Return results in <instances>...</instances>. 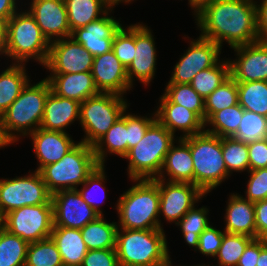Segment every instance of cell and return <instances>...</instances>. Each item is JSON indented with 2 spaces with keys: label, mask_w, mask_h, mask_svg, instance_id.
<instances>
[{
  "label": "cell",
  "mask_w": 267,
  "mask_h": 266,
  "mask_svg": "<svg viewBox=\"0 0 267 266\" xmlns=\"http://www.w3.org/2000/svg\"><path fill=\"white\" fill-rule=\"evenodd\" d=\"M115 205L122 229H160L158 179H134Z\"/></svg>",
  "instance_id": "3"
},
{
  "label": "cell",
  "mask_w": 267,
  "mask_h": 266,
  "mask_svg": "<svg viewBox=\"0 0 267 266\" xmlns=\"http://www.w3.org/2000/svg\"><path fill=\"white\" fill-rule=\"evenodd\" d=\"M29 243L3 228L0 232V266H25Z\"/></svg>",
  "instance_id": "36"
},
{
  "label": "cell",
  "mask_w": 267,
  "mask_h": 266,
  "mask_svg": "<svg viewBox=\"0 0 267 266\" xmlns=\"http://www.w3.org/2000/svg\"><path fill=\"white\" fill-rule=\"evenodd\" d=\"M260 255V238L253 239L239 258L237 266H256Z\"/></svg>",
  "instance_id": "51"
},
{
  "label": "cell",
  "mask_w": 267,
  "mask_h": 266,
  "mask_svg": "<svg viewBox=\"0 0 267 266\" xmlns=\"http://www.w3.org/2000/svg\"><path fill=\"white\" fill-rule=\"evenodd\" d=\"M51 91L60 97L74 99L82 103L87 98L99 94L91 71L80 73H50L47 75Z\"/></svg>",
  "instance_id": "24"
},
{
  "label": "cell",
  "mask_w": 267,
  "mask_h": 266,
  "mask_svg": "<svg viewBox=\"0 0 267 266\" xmlns=\"http://www.w3.org/2000/svg\"><path fill=\"white\" fill-rule=\"evenodd\" d=\"M10 146V144L5 140L1 132V125H0V149H4L5 147Z\"/></svg>",
  "instance_id": "58"
},
{
  "label": "cell",
  "mask_w": 267,
  "mask_h": 266,
  "mask_svg": "<svg viewBox=\"0 0 267 266\" xmlns=\"http://www.w3.org/2000/svg\"><path fill=\"white\" fill-rule=\"evenodd\" d=\"M256 239L267 234V199L254 203Z\"/></svg>",
  "instance_id": "50"
},
{
  "label": "cell",
  "mask_w": 267,
  "mask_h": 266,
  "mask_svg": "<svg viewBox=\"0 0 267 266\" xmlns=\"http://www.w3.org/2000/svg\"><path fill=\"white\" fill-rule=\"evenodd\" d=\"M247 173L249 179L243 197L253 203L267 199V168L249 170Z\"/></svg>",
  "instance_id": "45"
},
{
  "label": "cell",
  "mask_w": 267,
  "mask_h": 266,
  "mask_svg": "<svg viewBox=\"0 0 267 266\" xmlns=\"http://www.w3.org/2000/svg\"><path fill=\"white\" fill-rule=\"evenodd\" d=\"M157 266H186V265H180V264L179 265H173V262H172L171 257H170L166 262L159 264Z\"/></svg>",
  "instance_id": "59"
},
{
  "label": "cell",
  "mask_w": 267,
  "mask_h": 266,
  "mask_svg": "<svg viewBox=\"0 0 267 266\" xmlns=\"http://www.w3.org/2000/svg\"><path fill=\"white\" fill-rule=\"evenodd\" d=\"M151 114L148 113L147 117L127 112L128 151L143 138L148 127L156 120L155 111Z\"/></svg>",
  "instance_id": "46"
},
{
  "label": "cell",
  "mask_w": 267,
  "mask_h": 266,
  "mask_svg": "<svg viewBox=\"0 0 267 266\" xmlns=\"http://www.w3.org/2000/svg\"><path fill=\"white\" fill-rule=\"evenodd\" d=\"M3 226L28 243L50 238L54 227L53 204L15 209L3 216Z\"/></svg>",
  "instance_id": "11"
},
{
  "label": "cell",
  "mask_w": 267,
  "mask_h": 266,
  "mask_svg": "<svg viewBox=\"0 0 267 266\" xmlns=\"http://www.w3.org/2000/svg\"><path fill=\"white\" fill-rule=\"evenodd\" d=\"M249 168H267V138L248 143Z\"/></svg>",
  "instance_id": "49"
},
{
  "label": "cell",
  "mask_w": 267,
  "mask_h": 266,
  "mask_svg": "<svg viewBox=\"0 0 267 266\" xmlns=\"http://www.w3.org/2000/svg\"><path fill=\"white\" fill-rule=\"evenodd\" d=\"M262 240L267 244V234L262 238Z\"/></svg>",
  "instance_id": "62"
},
{
  "label": "cell",
  "mask_w": 267,
  "mask_h": 266,
  "mask_svg": "<svg viewBox=\"0 0 267 266\" xmlns=\"http://www.w3.org/2000/svg\"><path fill=\"white\" fill-rule=\"evenodd\" d=\"M194 18L201 31L199 36L221 48L223 42L233 49L260 40L255 0H213Z\"/></svg>",
  "instance_id": "1"
},
{
  "label": "cell",
  "mask_w": 267,
  "mask_h": 266,
  "mask_svg": "<svg viewBox=\"0 0 267 266\" xmlns=\"http://www.w3.org/2000/svg\"><path fill=\"white\" fill-rule=\"evenodd\" d=\"M106 165H98L94 171L87 177V179L82 184V187L77 189L82 199L92 207L98 214L104 215L102 207H100L101 202L103 203L104 197L107 198L105 181L107 180ZM101 191V192H100ZM99 194V195H98ZM100 195L103 200L99 197ZM98 198L101 200L98 201Z\"/></svg>",
  "instance_id": "37"
},
{
  "label": "cell",
  "mask_w": 267,
  "mask_h": 266,
  "mask_svg": "<svg viewBox=\"0 0 267 266\" xmlns=\"http://www.w3.org/2000/svg\"><path fill=\"white\" fill-rule=\"evenodd\" d=\"M29 173L0 179V215L4 216L23 206L52 204V194L40 172L30 170Z\"/></svg>",
  "instance_id": "10"
},
{
  "label": "cell",
  "mask_w": 267,
  "mask_h": 266,
  "mask_svg": "<svg viewBox=\"0 0 267 266\" xmlns=\"http://www.w3.org/2000/svg\"><path fill=\"white\" fill-rule=\"evenodd\" d=\"M158 187L160 193V229H164L161 216L167 223H175L176 225L191 208L207 196L192 183L168 182L158 179Z\"/></svg>",
  "instance_id": "13"
},
{
  "label": "cell",
  "mask_w": 267,
  "mask_h": 266,
  "mask_svg": "<svg viewBox=\"0 0 267 266\" xmlns=\"http://www.w3.org/2000/svg\"><path fill=\"white\" fill-rule=\"evenodd\" d=\"M6 29H7V22L3 19H0V56H3L5 52Z\"/></svg>",
  "instance_id": "54"
},
{
  "label": "cell",
  "mask_w": 267,
  "mask_h": 266,
  "mask_svg": "<svg viewBox=\"0 0 267 266\" xmlns=\"http://www.w3.org/2000/svg\"><path fill=\"white\" fill-rule=\"evenodd\" d=\"M222 154L228 174L248 172V144L233 137H222Z\"/></svg>",
  "instance_id": "40"
},
{
  "label": "cell",
  "mask_w": 267,
  "mask_h": 266,
  "mask_svg": "<svg viewBox=\"0 0 267 266\" xmlns=\"http://www.w3.org/2000/svg\"><path fill=\"white\" fill-rule=\"evenodd\" d=\"M112 7H116L117 5L124 3V4H131L132 1L135 0H106Z\"/></svg>",
  "instance_id": "57"
},
{
  "label": "cell",
  "mask_w": 267,
  "mask_h": 266,
  "mask_svg": "<svg viewBox=\"0 0 267 266\" xmlns=\"http://www.w3.org/2000/svg\"><path fill=\"white\" fill-rule=\"evenodd\" d=\"M135 49V24L121 27L115 34L112 50L119 61L127 68L134 59Z\"/></svg>",
  "instance_id": "44"
},
{
  "label": "cell",
  "mask_w": 267,
  "mask_h": 266,
  "mask_svg": "<svg viewBox=\"0 0 267 266\" xmlns=\"http://www.w3.org/2000/svg\"><path fill=\"white\" fill-rule=\"evenodd\" d=\"M99 164L93 147L80 142L58 162L44 166L39 172L51 194L78 189Z\"/></svg>",
  "instance_id": "8"
},
{
  "label": "cell",
  "mask_w": 267,
  "mask_h": 266,
  "mask_svg": "<svg viewBox=\"0 0 267 266\" xmlns=\"http://www.w3.org/2000/svg\"><path fill=\"white\" fill-rule=\"evenodd\" d=\"M243 111L244 108L236 104L215 112L205 122V132L219 137H233L238 130Z\"/></svg>",
  "instance_id": "32"
},
{
  "label": "cell",
  "mask_w": 267,
  "mask_h": 266,
  "mask_svg": "<svg viewBox=\"0 0 267 266\" xmlns=\"http://www.w3.org/2000/svg\"><path fill=\"white\" fill-rule=\"evenodd\" d=\"M213 0H188V5L194 10L192 13L195 15L204 5Z\"/></svg>",
  "instance_id": "56"
},
{
  "label": "cell",
  "mask_w": 267,
  "mask_h": 266,
  "mask_svg": "<svg viewBox=\"0 0 267 266\" xmlns=\"http://www.w3.org/2000/svg\"><path fill=\"white\" fill-rule=\"evenodd\" d=\"M164 229H122L116 233L119 266H157L170 258Z\"/></svg>",
  "instance_id": "5"
},
{
  "label": "cell",
  "mask_w": 267,
  "mask_h": 266,
  "mask_svg": "<svg viewBox=\"0 0 267 266\" xmlns=\"http://www.w3.org/2000/svg\"><path fill=\"white\" fill-rule=\"evenodd\" d=\"M64 3L71 33L99 19L112 8L106 0H64Z\"/></svg>",
  "instance_id": "29"
},
{
  "label": "cell",
  "mask_w": 267,
  "mask_h": 266,
  "mask_svg": "<svg viewBox=\"0 0 267 266\" xmlns=\"http://www.w3.org/2000/svg\"><path fill=\"white\" fill-rule=\"evenodd\" d=\"M33 150L37 157V168L40 171L44 166L58 162L65 154L73 149L79 142H75L68 133L48 131L38 128L29 135Z\"/></svg>",
  "instance_id": "22"
},
{
  "label": "cell",
  "mask_w": 267,
  "mask_h": 266,
  "mask_svg": "<svg viewBox=\"0 0 267 266\" xmlns=\"http://www.w3.org/2000/svg\"><path fill=\"white\" fill-rule=\"evenodd\" d=\"M127 102L125 97L113 93H99L83 101L79 124L85 134L80 142L93 146L128 109Z\"/></svg>",
  "instance_id": "9"
},
{
  "label": "cell",
  "mask_w": 267,
  "mask_h": 266,
  "mask_svg": "<svg viewBox=\"0 0 267 266\" xmlns=\"http://www.w3.org/2000/svg\"><path fill=\"white\" fill-rule=\"evenodd\" d=\"M233 138L247 144L266 139L267 117L244 109L238 130Z\"/></svg>",
  "instance_id": "43"
},
{
  "label": "cell",
  "mask_w": 267,
  "mask_h": 266,
  "mask_svg": "<svg viewBox=\"0 0 267 266\" xmlns=\"http://www.w3.org/2000/svg\"><path fill=\"white\" fill-rule=\"evenodd\" d=\"M230 77V64L227 59L197 73L190 85L204 99Z\"/></svg>",
  "instance_id": "34"
},
{
  "label": "cell",
  "mask_w": 267,
  "mask_h": 266,
  "mask_svg": "<svg viewBox=\"0 0 267 266\" xmlns=\"http://www.w3.org/2000/svg\"><path fill=\"white\" fill-rule=\"evenodd\" d=\"M26 66V64L10 63L9 67L1 71L0 116L17 99L23 88L31 80L26 72Z\"/></svg>",
  "instance_id": "30"
},
{
  "label": "cell",
  "mask_w": 267,
  "mask_h": 266,
  "mask_svg": "<svg viewBox=\"0 0 267 266\" xmlns=\"http://www.w3.org/2000/svg\"><path fill=\"white\" fill-rule=\"evenodd\" d=\"M254 238L244 234L224 233L221 246L215 260L219 266H237L246 246Z\"/></svg>",
  "instance_id": "42"
},
{
  "label": "cell",
  "mask_w": 267,
  "mask_h": 266,
  "mask_svg": "<svg viewBox=\"0 0 267 266\" xmlns=\"http://www.w3.org/2000/svg\"><path fill=\"white\" fill-rule=\"evenodd\" d=\"M20 1L18 0H0V19L6 22L19 10Z\"/></svg>",
  "instance_id": "53"
},
{
  "label": "cell",
  "mask_w": 267,
  "mask_h": 266,
  "mask_svg": "<svg viewBox=\"0 0 267 266\" xmlns=\"http://www.w3.org/2000/svg\"><path fill=\"white\" fill-rule=\"evenodd\" d=\"M225 231L218 230L210 224L200 235L197 252L206 257H215L221 246Z\"/></svg>",
  "instance_id": "47"
},
{
  "label": "cell",
  "mask_w": 267,
  "mask_h": 266,
  "mask_svg": "<svg viewBox=\"0 0 267 266\" xmlns=\"http://www.w3.org/2000/svg\"><path fill=\"white\" fill-rule=\"evenodd\" d=\"M4 228V226H3V216L2 215H0V232H1V230Z\"/></svg>",
  "instance_id": "60"
},
{
  "label": "cell",
  "mask_w": 267,
  "mask_h": 266,
  "mask_svg": "<svg viewBox=\"0 0 267 266\" xmlns=\"http://www.w3.org/2000/svg\"><path fill=\"white\" fill-rule=\"evenodd\" d=\"M27 10L50 43L71 37L64 0H31Z\"/></svg>",
  "instance_id": "18"
},
{
  "label": "cell",
  "mask_w": 267,
  "mask_h": 266,
  "mask_svg": "<svg viewBox=\"0 0 267 266\" xmlns=\"http://www.w3.org/2000/svg\"><path fill=\"white\" fill-rule=\"evenodd\" d=\"M54 227L81 229L99 214L81 197L77 189L52 194Z\"/></svg>",
  "instance_id": "17"
},
{
  "label": "cell",
  "mask_w": 267,
  "mask_h": 266,
  "mask_svg": "<svg viewBox=\"0 0 267 266\" xmlns=\"http://www.w3.org/2000/svg\"><path fill=\"white\" fill-rule=\"evenodd\" d=\"M50 92L51 87L46 78L35 84L29 81L17 99L0 116L2 135L10 145L40 128L45 101Z\"/></svg>",
  "instance_id": "2"
},
{
  "label": "cell",
  "mask_w": 267,
  "mask_h": 266,
  "mask_svg": "<svg viewBox=\"0 0 267 266\" xmlns=\"http://www.w3.org/2000/svg\"><path fill=\"white\" fill-rule=\"evenodd\" d=\"M81 266H119L116 249L88 250Z\"/></svg>",
  "instance_id": "48"
},
{
  "label": "cell",
  "mask_w": 267,
  "mask_h": 266,
  "mask_svg": "<svg viewBox=\"0 0 267 266\" xmlns=\"http://www.w3.org/2000/svg\"><path fill=\"white\" fill-rule=\"evenodd\" d=\"M80 104L77 100L60 97L51 91L45 101L40 128L68 133L66 128L76 120L79 122Z\"/></svg>",
  "instance_id": "25"
},
{
  "label": "cell",
  "mask_w": 267,
  "mask_h": 266,
  "mask_svg": "<svg viewBox=\"0 0 267 266\" xmlns=\"http://www.w3.org/2000/svg\"><path fill=\"white\" fill-rule=\"evenodd\" d=\"M188 42V49L175 64L166 84H190L197 73L220 61L222 48L213 41L199 36Z\"/></svg>",
  "instance_id": "12"
},
{
  "label": "cell",
  "mask_w": 267,
  "mask_h": 266,
  "mask_svg": "<svg viewBox=\"0 0 267 266\" xmlns=\"http://www.w3.org/2000/svg\"><path fill=\"white\" fill-rule=\"evenodd\" d=\"M176 139V136L156 119L143 138L123 157L129 163L128 178L156 179L162 169L165 155Z\"/></svg>",
  "instance_id": "6"
},
{
  "label": "cell",
  "mask_w": 267,
  "mask_h": 266,
  "mask_svg": "<svg viewBox=\"0 0 267 266\" xmlns=\"http://www.w3.org/2000/svg\"><path fill=\"white\" fill-rule=\"evenodd\" d=\"M237 89L240 106L267 117V81L240 82Z\"/></svg>",
  "instance_id": "35"
},
{
  "label": "cell",
  "mask_w": 267,
  "mask_h": 266,
  "mask_svg": "<svg viewBox=\"0 0 267 266\" xmlns=\"http://www.w3.org/2000/svg\"><path fill=\"white\" fill-rule=\"evenodd\" d=\"M156 179L194 184V165L189 147V136L184 138L177 136L165 155L162 169Z\"/></svg>",
  "instance_id": "23"
},
{
  "label": "cell",
  "mask_w": 267,
  "mask_h": 266,
  "mask_svg": "<svg viewBox=\"0 0 267 266\" xmlns=\"http://www.w3.org/2000/svg\"><path fill=\"white\" fill-rule=\"evenodd\" d=\"M257 6V30L260 40H267V0H255Z\"/></svg>",
  "instance_id": "52"
},
{
  "label": "cell",
  "mask_w": 267,
  "mask_h": 266,
  "mask_svg": "<svg viewBox=\"0 0 267 266\" xmlns=\"http://www.w3.org/2000/svg\"><path fill=\"white\" fill-rule=\"evenodd\" d=\"M49 50L50 42L27 9L21 8L7 21L4 56L12 63L26 64L33 59L44 67Z\"/></svg>",
  "instance_id": "4"
},
{
  "label": "cell",
  "mask_w": 267,
  "mask_h": 266,
  "mask_svg": "<svg viewBox=\"0 0 267 266\" xmlns=\"http://www.w3.org/2000/svg\"><path fill=\"white\" fill-rule=\"evenodd\" d=\"M155 111L156 119L174 136L176 131L182 132L180 138L197 135L205 131L204 121L193 111L182 105L172 103L164 94L158 100Z\"/></svg>",
  "instance_id": "21"
},
{
  "label": "cell",
  "mask_w": 267,
  "mask_h": 266,
  "mask_svg": "<svg viewBox=\"0 0 267 266\" xmlns=\"http://www.w3.org/2000/svg\"><path fill=\"white\" fill-rule=\"evenodd\" d=\"M233 59H228L230 76L237 82L267 81V40H258L233 48Z\"/></svg>",
  "instance_id": "16"
},
{
  "label": "cell",
  "mask_w": 267,
  "mask_h": 266,
  "mask_svg": "<svg viewBox=\"0 0 267 266\" xmlns=\"http://www.w3.org/2000/svg\"><path fill=\"white\" fill-rule=\"evenodd\" d=\"M194 185L206 195L231 177L222 154V137L202 132L189 136Z\"/></svg>",
  "instance_id": "7"
},
{
  "label": "cell",
  "mask_w": 267,
  "mask_h": 266,
  "mask_svg": "<svg viewBox=\"0 0 267 266\" xmlns=\"http://www.w3.org/2000/svg\"><path fill=\"white\" fill-rule=\"evenodd\" d=\"M224 214V231L230 234H244L256 239L254 203L239 193H231Z\"/></svg>",
  "instance_id": "26"
},
{
  "label": "cell",
  "mask_w": 267,
  "mask_h": 266,
  "mask_svg": "<svg viewBox=\"0 0 267 266\" xmlns=\"http://www.w3.org/2000/svg\"><path fill=\"white\" fill-rule=\"evenodd\" d=\"M125 110L112 127L92 147L96 161L105 165L108 154L123 158L128 153L127 112Z\"/></svg>",
  "instance_id": "27"
},
{
  "label": "cell",
  "mask_w": 267,
  "mask_h": 266,
  "mask_svg": "<svg viewBox=\"0 0 267 266\" xmlns=\"http://www.w3.org/2000/svg\"><path fill=\"white\" fill-rule=\"evenodd\" d=\"M163 94L172 102L195 112L205 123V103L190 84H167Z\"/></svg>",
  "instance_id": "38"
},
{
  "label": "cell",
  "mask_w": 267,
  "mask_h": 266,
  "mask_svg": "<svg viewBox=\"0 0 267 266\" xmlns=\"http://www.w3.org/2000/svg\"><path fill=\"white\" fill-rule=\"evenodd\" d=\"M152 32L148 25L142 22L135 24L134 59L126 68L128 82L132 88L135 80H139L144 86H149L155 77L157 48Z\"/></svg>",
  "instance_id": "14"
},
{
  "label": "cell",
  "mask_w": 267,
  "mask_h": 266,
  "mask_svg": "<svg viewBox=\"0 0 267 266\" xmlns=\"http://www.w3.org/2000/svg\"><path fill=\"white\" fill-rule=\"evenodd\" d=\"M94 84L99 93H113L123 97L132 90L126 67L119 61L113 50L94 57L91 68Z\"/></svg>",
  "instance_id": "20"
},
{
  "label": "cell",
  "mask_w": 267,
  "mask_h": 266,
  "mask_svg": "<svg viewBox=\"0 0 267 266\" xmlns=\"http://www.w3.org/2000/svg\"><path fill=\"white\" fill-rule=\"evenodd\" d=\"M117 222H108L104 215L81 228L82 239L88 250L116 249Z\"/></svg>",
  "instance_id": "31"
},
{
  "label": "cell",
  "mask_w": 267,
  "mask_h": 266,
  "mask_svg": "<svg viewBox=\"0 0 267 266\" xmlns=\"http://www.w3.org/2000/svg\"><path fill=\"white\" fill-rule=\"evenodd\" d=\"M195 205L176 224L180 228L185 242L196 251L199 244V235L210 225L209 209L207 206L198 208Z\"/></svg>",
  "instance_id": "33"
},
{
  "label": "cell",
  "mask_w": 267,
  "mask_h": 266,
  "mask_svg": "<svg viewBox=\"0 0 267 266\" xmlns=\"http://www.w3.org/2000/svg\"><path fill=\"white\" fill-rule=\"evenodd\" d=\"M192 266H193V265H192ZM194 266H211V265H209V264L206 265V264H203V263H202V265H201V264H200V265L198 264V265H194ZM212 266H214V265H212ZM215 266H216V265H215ZM217 266H219V265H217Z\"/></svg>",
  "instance_id": "61"
},
{
  "label": "cell",
  "mask_w": 267,
  "mask_h": 266,
  "mask_svg": "<svg viewBox=\"0 0 267 266\" xmlns=\"http://www.w3.org/2000/svg\"><path fill=\"white\" fill-rule=\"evenodd\" d=\"M94 56L72 37L50 43L48 60L43 67L50 73L91 71Z\"/></svg>",
  "instance_id": "15"
},
{
  "label": "cell",
  "mask_w": 267,
  "mask_h": 266,
  "mask_svg": "<svg viewBox=\"0 0 267 266\" xmlns=\"http://www.w3.org/2000/svg\"><path fill=\"white\" fill-rule=\"evenodd\" d=\"M25 266H64L52 238L29 243Z\"/></svg>",
  "instance_id": "41"
},
{
  "label": "cell",
  "mask_w": 267,
  "mask_h": 266,
  "mask_svg": "<svg viewBox=\"0 0 267 266\" xmlns=\"http://www.w3.org/2000/svg\"><path fill=\"white\" fill-rule=\"evenodd\" d=\"M256 266H267V244L260 239V255Z\"/></svg>",
  "instance_id": "55"
},
{
  "label": "cell",
  "mask_w": 267,
  "mask_h": 266,
  "mask_svg": "<svg viewBox=\"0 0 267 266\" xmlns=\"http://www.w3.org/2000/svg\"><path fill=\"white\" fill-rule=\"evenodd\" d=\"M51 238L57 245L64 266L82 265L88 249L80 229L53 227Z\"/></svg>",
  "instance_id": "28"
},
{
  "label": "cell",
  "mask_w": 267,
  "mask_h": 266,
  "mask_svg": "<svg viewBox=\"0 0 267 266\" xmlns=\"http://www.w3.org/2000/svg\"><path fill=\"white\" fill-rule=\"evenodd\" d=\"M114 8L112 7L99 19L74 30L71 34V37L94 57L112 50L113 38L122 27L120 19L117 20L111 16Z\"/></svg>",
  "instance_id": "19"
},
{
  "label": "cell",
  "mask_w": 267,
  "mask_h": 266,
  "mask_svg": "<svg viewBox=\"0 0 267 266\" xmlns=\"http://www.w3.org/2000/svg\"><path fill=\"white\" fill-rule=\"evenodd\" d=\"M204 103L205 122L215 112L239 104L237 82L230 76L204 99Z\"/></svg>",
  "instance_id": "39"
}]
</instances>
